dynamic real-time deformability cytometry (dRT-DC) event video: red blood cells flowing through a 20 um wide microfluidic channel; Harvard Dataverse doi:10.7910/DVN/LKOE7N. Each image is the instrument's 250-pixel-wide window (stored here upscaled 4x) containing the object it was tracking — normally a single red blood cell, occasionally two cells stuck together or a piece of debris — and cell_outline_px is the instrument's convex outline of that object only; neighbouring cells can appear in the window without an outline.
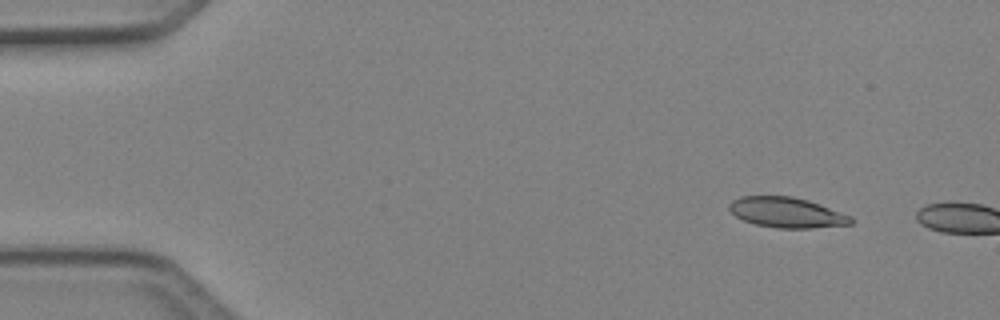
{"species": "Egyptian fruit bat (a non-hibernating species)", "species_latin": "Rousettus aegyptiacus", "temperature_condition": "cold", "stored_images_in_passage": 2, "camera_frame_rate_fps": 3000, "um_per_image_px": 0.085, "animal": {"sex": "female"}, "frame": {"image": 1, "passage_image": 1, "time_ms": 0.0, "image_size_px": [1000, 320], "cell_outline_px": [[852, 224], [812, 228], [776, 228], [756, 224], [744, 220], [736, 216], [728, 208], [728, 204], [732, 200], [740, 196], [792, 196], [808, 200], [852, 216]], "centroid_in_image_um": [66.86, 18.06], "position_along_channel_um": 18.1, "area_um2": 21.44}}